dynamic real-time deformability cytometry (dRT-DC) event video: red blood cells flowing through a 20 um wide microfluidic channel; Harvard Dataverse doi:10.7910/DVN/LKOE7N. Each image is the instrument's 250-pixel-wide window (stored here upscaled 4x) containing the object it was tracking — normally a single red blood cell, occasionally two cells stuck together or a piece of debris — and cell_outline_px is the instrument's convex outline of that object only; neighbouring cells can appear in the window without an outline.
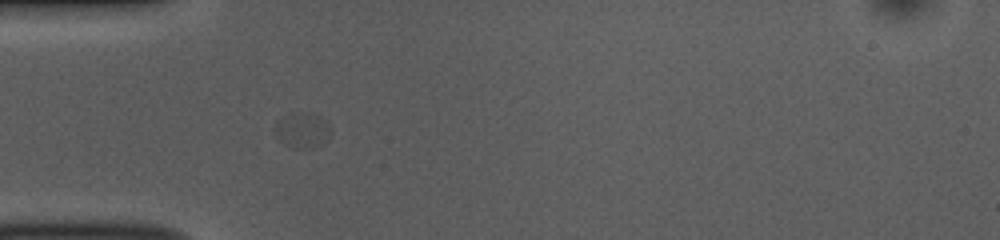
{"species": "common noctule bat (a hibernating species)", "species_latin": "Nyctalus noctula", "temperature_condition": "room temperature", "stored_images_in_passage": 21, "camera_frame_rate_fps": 3000, "um_per_image_px": 0.085, "animal": {"sex": "female", "body_mass_g": 10.0, "forearm_length_mm": 53.1}, "frame": {"image": 1, "passage_image": 1, "time_ms": 0.0, "image_size_px": [1000, 240], "cell_outline_px": [[332, 132], [324, 144], [312, 148], [300, 148], [284, 144], [280, 140], [276, 128], [276, 120], [284, 116], [296, 112], [312, 112], [320, 116], [328, 124]], "centroid_in_image_um": [25.76, 11.05], "position_along_channel_um": 59.2, "area_um2": 11.44}}
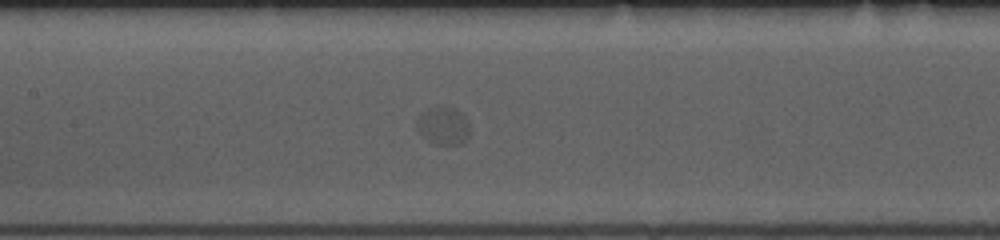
{"frame": {"image": 2, "passage_image": 10, "time_ms": 3.0, "image_size_px": [1000, 240], "cell_outline_px": [[468, 136], [460, 144], [436, 144], [428, 140], [416, 128], [416, 120], [424, 108], [436, 104], [444, 104], [460, 112], [468, 120]], "centroid_in_image_um": [37.63, 10.61], "position_along_channel_um": 169.8, "area_um2": 11.91}}
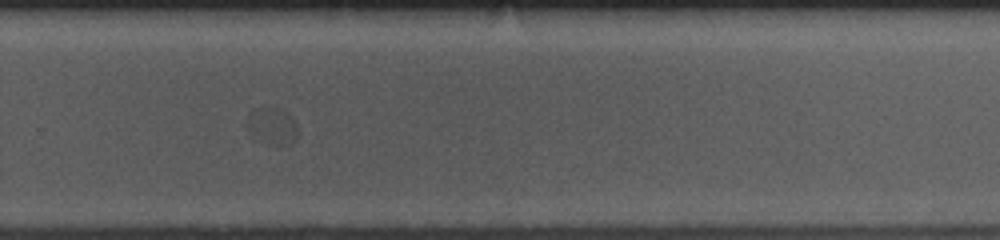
{"frame": {"image": 3, "passage_image": 21, "time_ms": 6.667, "image_size_px": [1000, 240], "cell_outline_px": [[296, 140], [292, 144], [268, 144], [244, 124], [248, 116], [252, 112], [260, 108], [280, 108], [296, 124]], "centroid_in_image_um": [23.15, 10.71], "position_along_channel_um": 306.6, "area_um2": 10.17}}